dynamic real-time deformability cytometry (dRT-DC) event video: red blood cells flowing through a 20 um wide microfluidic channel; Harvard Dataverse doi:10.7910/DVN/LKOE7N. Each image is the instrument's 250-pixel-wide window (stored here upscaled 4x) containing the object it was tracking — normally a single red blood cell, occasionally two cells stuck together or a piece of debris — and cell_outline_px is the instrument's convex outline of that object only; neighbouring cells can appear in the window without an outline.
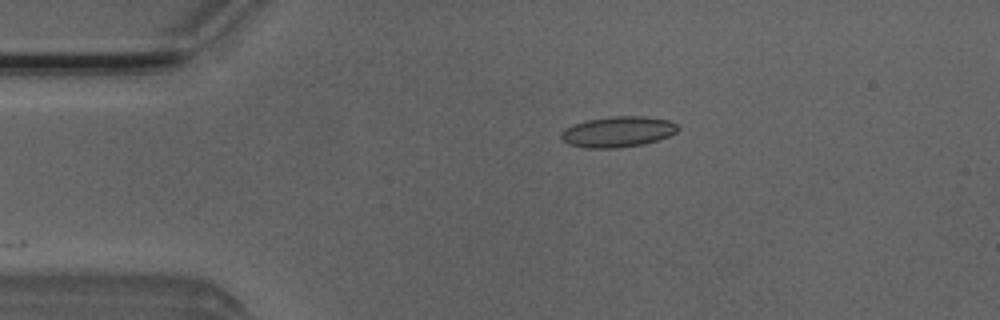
{"species": "Egyptian fruit bat (a non-hibernating species)", "species_latin": "Rousettus aegyptiacus", "temperature_condition": "room temperature", "stored_images_in_passage": 20, "camera_frame_rate_fps": 3000, "um_per_image_px": 0.085, "animal": {"sex": "male"}, "frame": {"image": 1, "passage_image": 1, "time_ms": 0.0, "image_size_px": [1000, 320], "cell_outline_px": [[680, 128], [676, 132], [668, 136], [656, 140], [640, 144], [616, 148], [584, 148], [568, 144], [560, 136], [560, 132], [564, 128], [572, 124], [588, 120], [616, 116], [644, 116], [668, 120], [676, 124]], "centroid_in_image_um": [52.48, 11.2], "position_along_channel_um": 32.5, "area_um2": 20.75}}
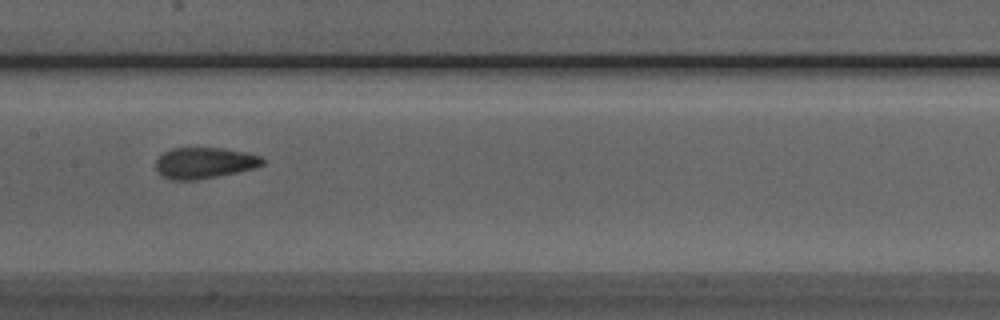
{"frame": {"image": 2, "passage_image": 16, "time_ms": 5.0, "image_size_px": [1000, 320], "cell_outline_px": [[264, 164], [256, 168], [196, 180], [172, 180], [164, 176], [156, 168], [156, 160], [164, 152], [172, 148], [224, 148], [244, 152], [260, 156], [264, 160]], "centroid_in_image_um": [17.39, 13.84], "position_along_channel_um": 190.0, "area_um2": 19.13}}
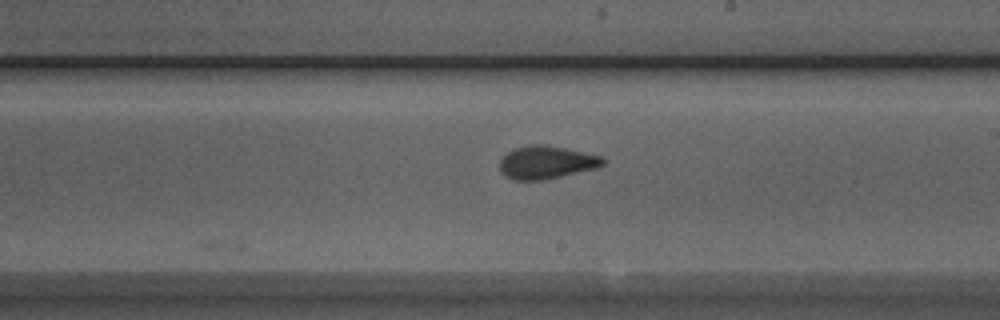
{"frame": {"image": 3, "passage_image": 20, "time_ms": 6.333, "image_size_px": [1000, 320], "cell_outline_px": [[604, 164], [600, 168], [544, 180], [512, 180], [504, 176], [500, 172], [500, 160], [512, 148], [532, 144], [544, 144], [564, 148], [600, 156], [604, 160]], "centroid_in_image_um": [46.42, 13.81], "position_along_channel_um": 242.6, "area_um2": 20.0}}